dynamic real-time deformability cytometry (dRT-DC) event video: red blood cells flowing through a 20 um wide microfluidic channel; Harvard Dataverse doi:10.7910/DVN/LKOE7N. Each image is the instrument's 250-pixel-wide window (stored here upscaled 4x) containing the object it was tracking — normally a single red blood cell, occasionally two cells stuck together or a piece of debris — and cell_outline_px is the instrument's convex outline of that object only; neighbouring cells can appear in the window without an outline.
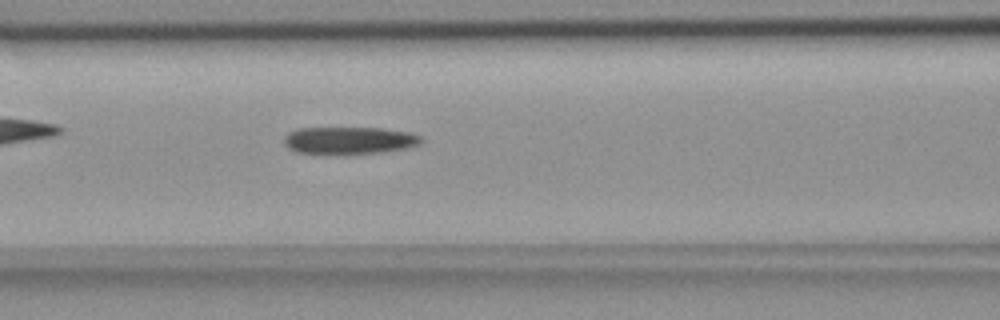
{"species": "common noctule bat (a hibernating species)", "species_latin": "Nyctalus noctula", "temperature_condition": "room temperature", "stored_images_in_passage": 53, "camera_frame_rate_fps": 3000, "um_per_image_px": 0.085, "animal": {"sex": "female", "body_mass_g": 18.4}, "frame": {"image": 1, "passage_image": 21, "time_ms": 6.667, "image_size_px": [1000, 320], "cell_outline_px": [[424, 140], [420, 144], [412, 148], [384, 152], [336, 156], [324, 156], [296, 152], [288, 148], [284, 144], [284, 136], [288, 132], [300, 128], [380, 128], [408, 132], [420, 136]], "centroid_in_image_um": [29.66, 11.98], "position_along_channel_um": 136.9, "area_um2": 22.83}}
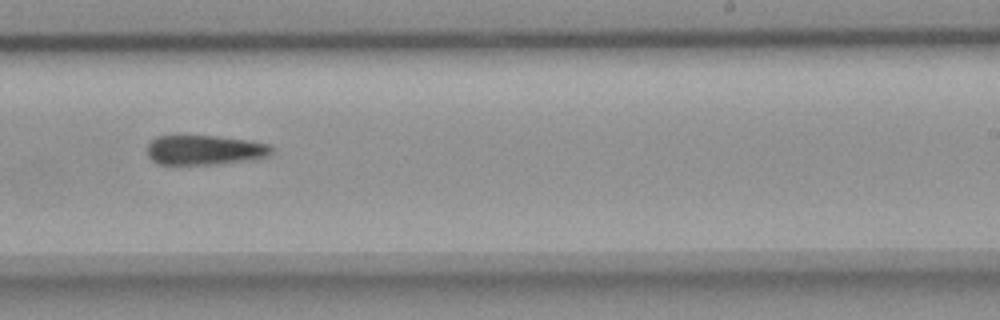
{"frame": {"image": 2, "passage_image": 32, "time_ms": 10.333, "image_size_px": [1000, 320], "cell_outline_px": [[276, 148], [268, 156], [252, 160], [220, 164], [156, 164], [148, 156], [148, 144], [156, 136], [216, 136], [248, 140], [268, 144]], "centroid_in_image_um": [17.44, 12.76], "position_along_channel_um": 271.6, "area_um2": 21.68}}
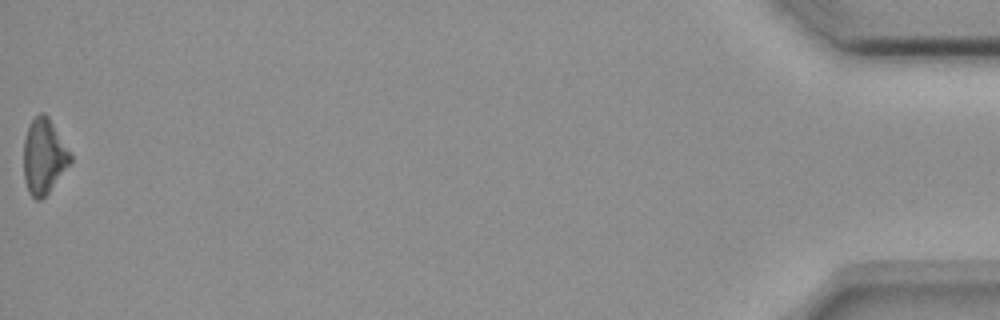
{"frame": {"image": 3, "passage_image": 53, "time_ms": 17.333, "image_size_px": [1000, 320], "cell_outline_px": [[72, 160], [48, 192], [40, 200], [36, 200], [28, 192], [24, 180], [24, 140], [28, 128], [32, 120], [40, 112], [44, 112], [48, 116], [72, 156]], "centroid_in_image_um": [3.71, 13.29], "position_along_channel_um": 431.5, "area_um2": 20.06}}